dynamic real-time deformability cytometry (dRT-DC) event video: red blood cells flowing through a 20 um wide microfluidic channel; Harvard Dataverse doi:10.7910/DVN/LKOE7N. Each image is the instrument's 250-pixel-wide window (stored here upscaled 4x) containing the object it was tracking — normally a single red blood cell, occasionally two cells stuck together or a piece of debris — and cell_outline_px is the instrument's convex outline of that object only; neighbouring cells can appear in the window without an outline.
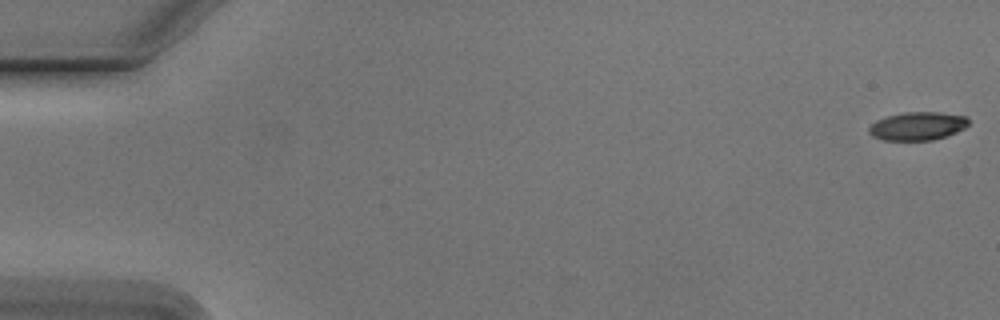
{"species": "Egyptian fruit bat (a non-hibernating species)", "species_latin": "Rousettus aegyptiacus", "temperature_condition": "cold", "stored_images_in_passage": 15, "camera_frame_rate_fps": 3000, "um_per_image_px": 0.085, "animal": {"sex": "male"}, "frame": {"image": 1, "passage_image": 1, "time_ms": 0.0, "image_size_px": [1000, 320], "cell_outline_px": [[968, 124], [964, 128], [948, 136], [932, 140], [884, 140], [872, 136], [868, 132], [868, 128], [876, 120], [888, 116], [904, 112], [940, 112], [968, 116]], "centroid_in_image_um": [78.0, 10.71], "position_along_channel_um": 7.0, "area_um2": 16.47}}
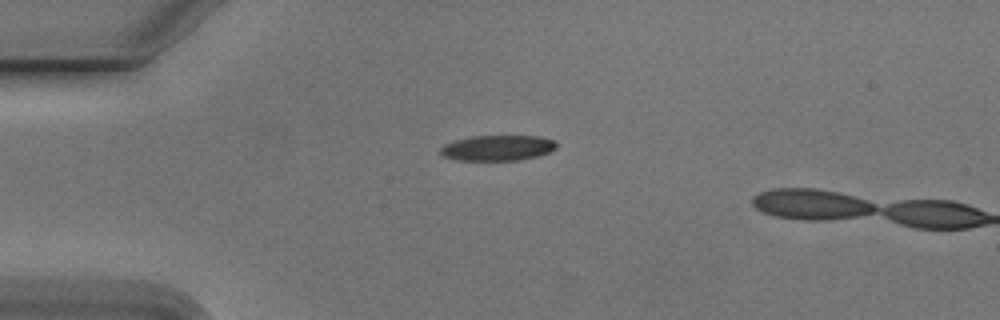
{"frame": {"image": 2, "passage_image": 14, "time_ms": 4.333, "image_size_px": [1000, 320], "cell_outline_px": [[556, 148], [548, 152], [536, 156], [520, 160], [456, 160], [440, 156], [440, 148], [444, 144], [456, 140], [472, 136], [540, 136], [556, 140]], "centroid_in_image_um": [42.27, 12.57], "position_along_channel_um": 42.7, "area_um2": 17.28}}